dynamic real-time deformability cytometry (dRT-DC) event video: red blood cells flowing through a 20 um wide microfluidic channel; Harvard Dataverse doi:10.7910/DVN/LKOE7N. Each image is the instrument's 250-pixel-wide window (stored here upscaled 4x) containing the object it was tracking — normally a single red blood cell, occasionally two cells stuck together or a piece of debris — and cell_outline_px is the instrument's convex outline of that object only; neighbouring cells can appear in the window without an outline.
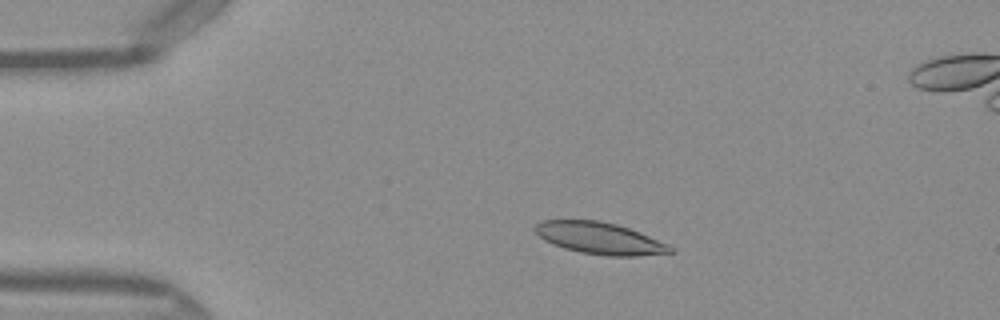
{"species": "Egyptian fruit bat (a non-hibernating species)", "species_latin": "Rousettus aegyptiacus", "temperature_condition": "warm", "stored_images_in_passage": 14, "camera_frame_rate_fps": 3000, "um_per_image_px": 0.085, "frame": {"image": 1, "passage_image": 10, "time_ms": 3.0, "image_size_px": [1000, 320], "cell_outline_px": [[676, 248], [672, 252], [636, 256], [608, 256], [580, 252], [564, 248], [552, 244], [544, 240], [532, 228], [540, 220], [600, 220], [616, 224], [628, 228], [668, 244]], "centroid_in_image_um": [50.94, 20.25], "position_along_channel_um": 34.1, "area_um2": 24.97}}